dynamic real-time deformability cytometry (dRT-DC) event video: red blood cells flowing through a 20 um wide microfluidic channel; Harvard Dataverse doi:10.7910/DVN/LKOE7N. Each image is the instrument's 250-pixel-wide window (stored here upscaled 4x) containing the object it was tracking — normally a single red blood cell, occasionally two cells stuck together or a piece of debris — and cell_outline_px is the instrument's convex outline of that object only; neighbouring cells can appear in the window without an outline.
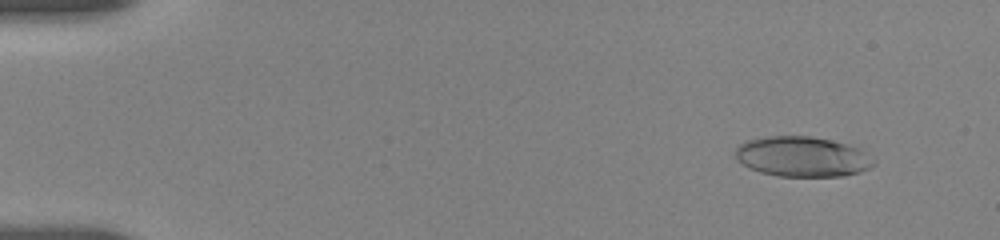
{"species": "human", "species_latin": "Homo sapiens", "temperature_condition": "room temperature", "stored_images_in_passage": 27, "camera_frame_rate_fps": 3000, "um_per_image_px": 0.085, "donor": {"sex": "female"}, "frame": {"image": 1, "passage_image": 3, "time_ms": 1.0, "image_size_px": [1000, 240], "cell_outline_px": [[876, 164], [860, 172], [844, 176], [776, 176], [760, 172], [736, 160], [736, 148], [740, 144], [748, 140], [768, 136], [812, 136], [860, 148], [876, 160]], "centroid_in_image_um": [68.22, 13.32], "position_along_channel_um": 16.8, "area_um2": 32.25}}
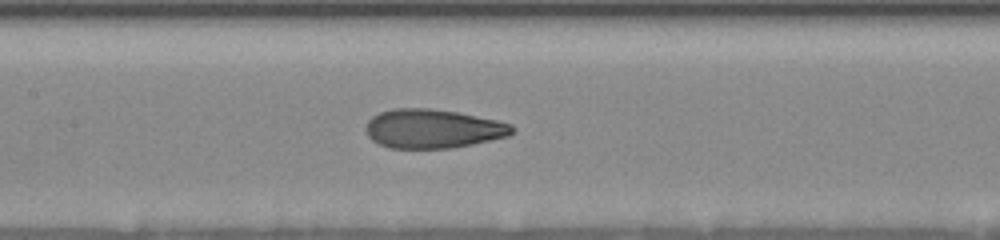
{"frame": {"image": 2, "passage_image": 18, "time_ms": 8.333, "image_size_px": [1000, 240], "cell_outline_px": [[516, 132], [508, 136], [472, 144], [452, 148], [388, 148], [372, 140], [368, 136], [364, 128], [368, 120], [372, 116], [380, 112], [392, 108], [428, 108], [456, 112], [496, 120], [512, 124], [516, 128]], "centroid_in_image_um": [36.78, 10.94], "position_along_channel_um": 170.6, "area_um2": 33.41}}
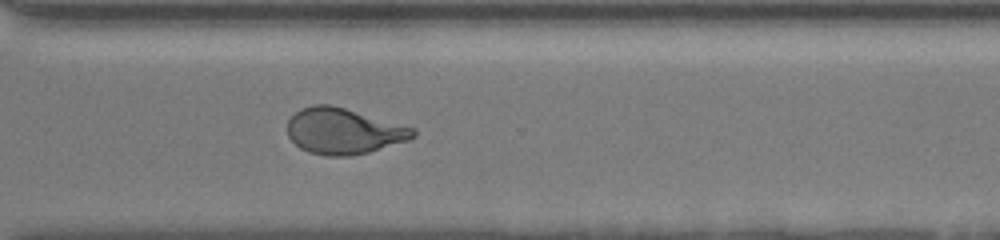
{"frame": {"image": 3, "passage_image": 27, "time_ms": 13.0, "image_size_px": [1000, 240], "cell_outline_px": [[416, 136], [408, 140], [368, 152], [348, 156], [328, 156], [308, 152], [300, 148], [288, 136], [288, 120], [300, 108], [312, 104], [332, 104], [416, 128]], "centroid_in_image_um": [29.2, 11.13], "position_along_channel_um": 341.4, "area_um2": 33.7}}